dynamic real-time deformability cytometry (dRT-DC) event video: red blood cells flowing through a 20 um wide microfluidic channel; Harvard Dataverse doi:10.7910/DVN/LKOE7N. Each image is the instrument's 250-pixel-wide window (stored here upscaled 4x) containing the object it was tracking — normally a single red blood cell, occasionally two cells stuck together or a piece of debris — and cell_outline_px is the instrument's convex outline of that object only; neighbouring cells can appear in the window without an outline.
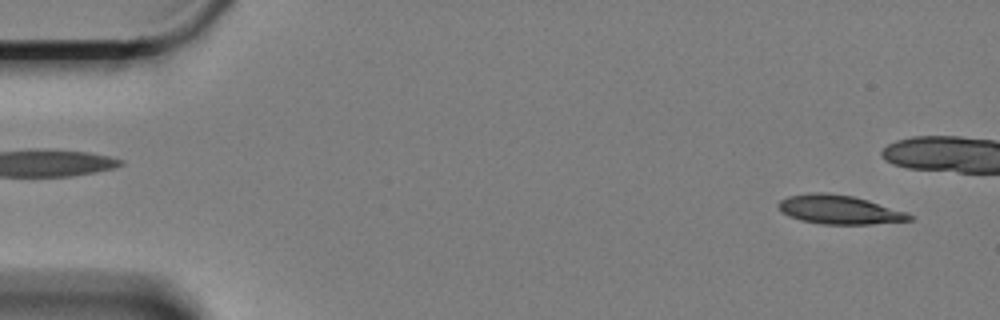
{"species": "Egyptian fruit bat (a non-hibernating species)", "species_latin": "Rousettus aegyptiacus", "temperature_condition": "cold", "stored_images_in_passage": 48, "camera_frame_rate_fps": 3000, "um_per_image_px": 0.085, "animal": {"sex": "female"}, "frame": {"image": 1, "passage_image": 4, "time_ms": 1.0, "image_size_px": [1000, 320], "cell_outline_px": [[912, 220], [872, 224], [824, 224], [800, 220], [788, 216], [780, 208], [780, 200], [788, 196], [812, 192], [828, 192], [852, 196], [868, 200], [904, 212], [912, 216]], "centroid_in_image_um": [71.32, 17.81], "position_along_channel_um": 13.7, "area_um2": 21.73}}
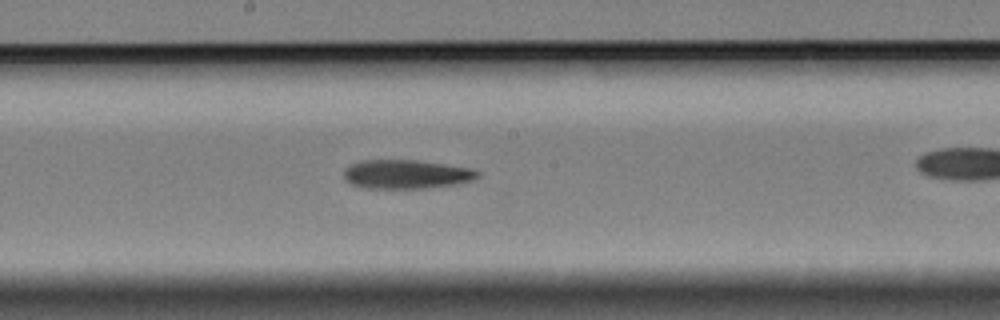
{"frame": {"image": 2, "passage_image": 32, "time_ms": 10.333, "image_size_px": [1000, 320], "cell_outline_px": [[480, 176], [472, 180], [456, 184], [424, 188], [364, 188], [352, 184], [344, 180], [344, 172], [352, 164], [360, 160], [416, 160], [472, 168], [480, 172]], "centroid_in_image_um": [34.55, 14.81], "position_along_channel_um": 213.7, "area_um2": 22.48}}
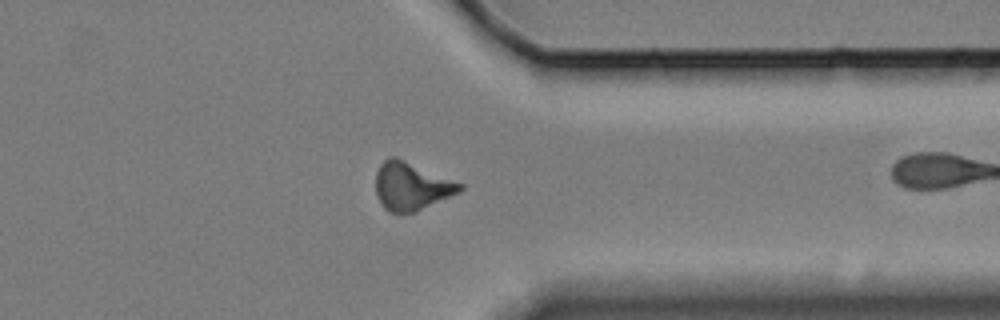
{"frame": {"image": 3, "passage_image": 47, "time_ms": 15.333, "image_size_px": [1000, 320], "cell_outline_px": [[464, 188], [448, 196], [412, 212], [388, 212], [384, 208], [376, 196], [376, 172], [380, 164], [388, 156], [396, 156], [464, 184]], "centroid_in_image_um": [34.91, 15.78], "position_along_channel_um": 376.5, "area_um2": 23.12}}